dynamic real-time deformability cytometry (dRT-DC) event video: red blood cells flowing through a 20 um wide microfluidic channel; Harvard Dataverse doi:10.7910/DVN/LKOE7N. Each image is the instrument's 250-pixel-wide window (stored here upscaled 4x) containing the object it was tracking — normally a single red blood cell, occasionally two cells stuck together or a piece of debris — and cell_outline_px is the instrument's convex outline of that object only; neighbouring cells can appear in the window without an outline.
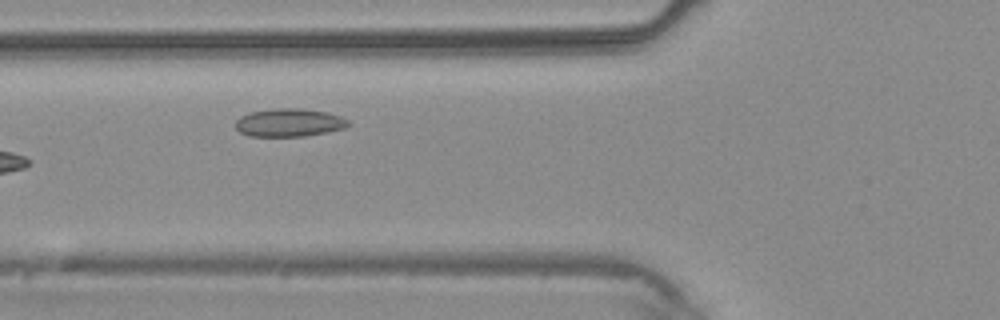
{"species": "common noctule bat (a hibernating species)", "species_latin": "Nyctalus noctula", "temperature_condition": "warm", "stored_images_in_passage": 3, "camera_frame_rate_fps": 3000, "um_per_image_px": 0.085, "animal": {"sex": "male", "body_mass_g": 20.4}, "frame": {"image": 1, "passage_image": 2, "time_ms": 1.333, "image_size_px": [1000, 320], "cell_outline_px": [[352, 124], [344, 128], [304, 136], [248, 136], [240, 132], [236, 128], [236, 120], [240, 116], [248, 112], [276, 108], [300, 108], [328, 112], [340, 116], [348, 120]], "centroid_in_image_um": [24.57, 10.41], "position_along_channel_um": 101.2, "area_um2": 18.5}}
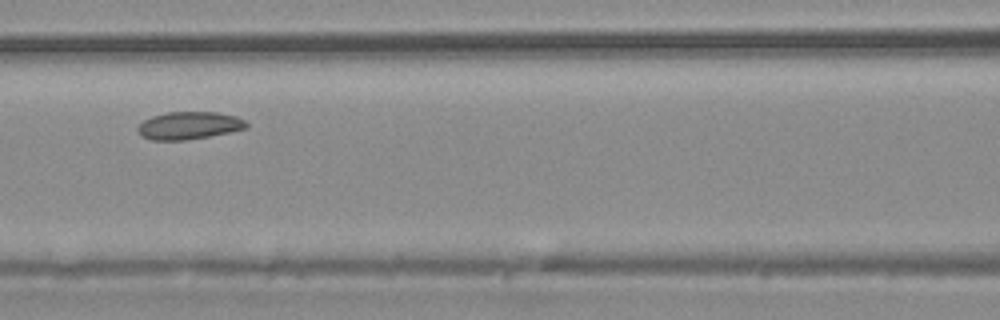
{"frame": {"image": 2, "passage_image": 3, "time_ms": 2.333, "image_size_px": [1000, 320], "cell_outline_px": [[248, 128], [208, 136], [184, 140], [152, 140], [140, 136], [136, 128], [144, 120], [152, 116], [168, 112], [216, 112], [236, 116], [244, 120], [248, 124]], "centroid_in_image_um": [16.05, 10.67], "position_along_channel_um": 150.6, "area_um2": 17.4}}